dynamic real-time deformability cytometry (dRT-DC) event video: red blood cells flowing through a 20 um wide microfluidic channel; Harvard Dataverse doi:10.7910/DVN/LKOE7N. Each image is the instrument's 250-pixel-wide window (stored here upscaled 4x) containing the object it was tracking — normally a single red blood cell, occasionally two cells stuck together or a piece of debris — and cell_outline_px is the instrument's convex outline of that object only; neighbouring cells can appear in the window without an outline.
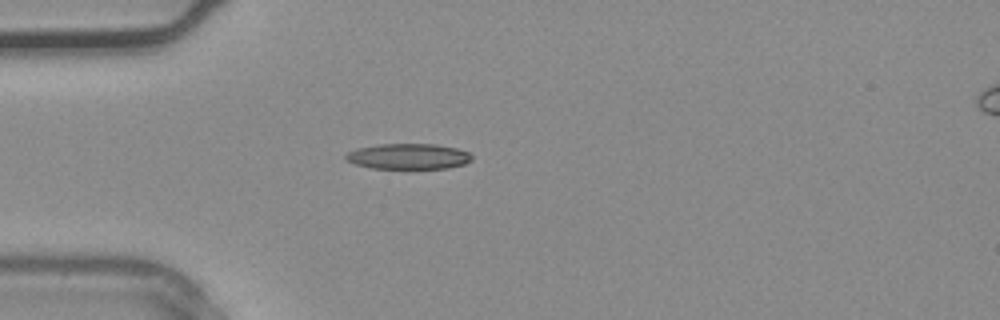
{"species": "common noctule bat (a hibernating species)", "species_latin": "Nyctalus noctula", "temperature_condition": "warm", "stored_images_in_passage": 33, "camera_frame_rate_fps": 3000, "um_per_image_px": 0.085, "animal": {"sex": "male", "body_mass_g": 20.4}, "frame": {"image": 1, "passage_image": 6, "time_ms": 1.667, "image_size_px": [1000, 320], "cell_outline_px": [[472, 160], [464, 164], [448, 168], [372, 168], [356, 164], [348, 160], [344, 156], [348, 152], [356, 148], [380, 144], [436, 144], [456, 148], [468, 152], [472, 156]], "centroid_in_image_um": [34.73, 13.28], "position_along_channel_um": 50.3, "area_um2": 18.67}}
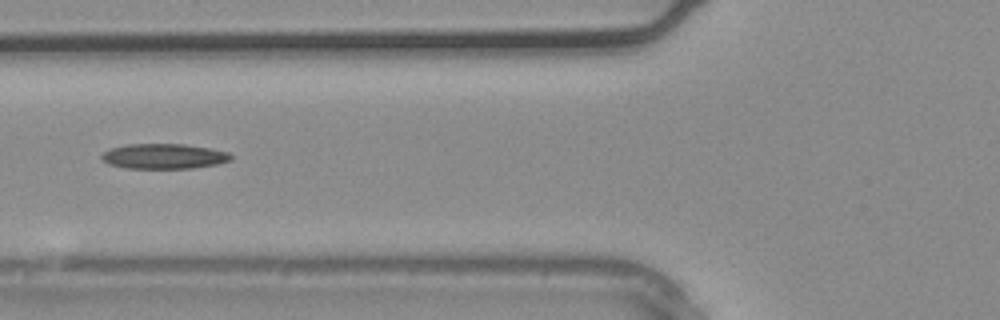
{"frame": {"image": 2, "passage_image": 10, "time_ms": 3.0, "image_size_px": [1000, 320], "cell_outline_px": [[232, 160], [216, 164], [192, 168], [128, 168], [108, 164], [100, 160], [100, 156], [108, 148], [128, 144], [184, 144], [208, 148], [228, 152], [232, 156]], "centroid_in_image_um": [13.88, 13.28], "position_along_channel_um": 111.9, "area_um2": 18.96}}